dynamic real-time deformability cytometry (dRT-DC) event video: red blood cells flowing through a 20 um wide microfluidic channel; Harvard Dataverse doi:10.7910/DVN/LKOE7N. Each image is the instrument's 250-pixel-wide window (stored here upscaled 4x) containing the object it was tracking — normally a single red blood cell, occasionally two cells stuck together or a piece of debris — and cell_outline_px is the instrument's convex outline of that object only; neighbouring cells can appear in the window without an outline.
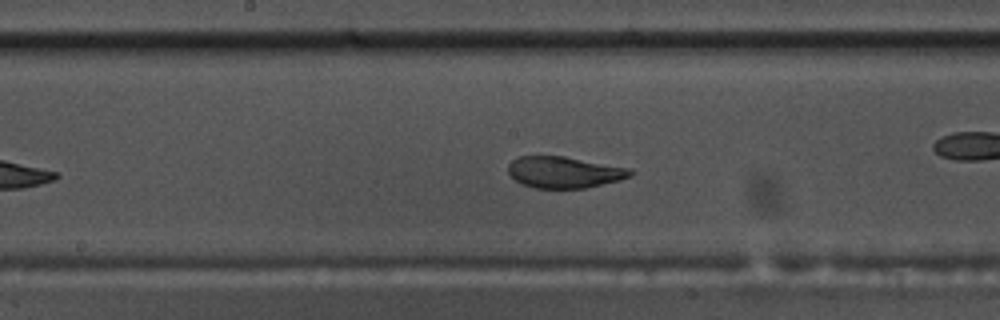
{"species": "common noctule bat (a hibernating species)", "species_latin": "Nyctalus noctula", "temperature_condition": "warm", "stored_images_in_passage": 43, "camera_frame_rate_fps": 3000, "um_per_image_px": 0.085, "animal": {"sex": "male", "body_mass_g": 17.5, "forearm_length_mm": 52.3}, "frame": {"image": 1, "passage_image": 19, "time_ms": 6.0, "image_size_px": [1000, 320], "cell_outline_px": [[636, 172], [632, 176], [620, 180], [588, 188], [532, 188], [516, 180], [508, 172], [508, 164], [512, 160], [520, 156], [564, 156], [632, 168]], "centroid_in_image_um": [48.02, 14.64], "position_along_channel_um": 200.2, "area_um2": 22.6}, "authors_computed_cell_mechanics": {"area_um2": 23.5246, "velocity_mm_per_s": 3.6092, "shape_relaxation_time_tau1_ms": 3.1287, "shape_relaxation_time_tau2_ms": 0.7878, "deformation_change_tau1": 0.1759, "deformation_change_tau2": 0.0733}}